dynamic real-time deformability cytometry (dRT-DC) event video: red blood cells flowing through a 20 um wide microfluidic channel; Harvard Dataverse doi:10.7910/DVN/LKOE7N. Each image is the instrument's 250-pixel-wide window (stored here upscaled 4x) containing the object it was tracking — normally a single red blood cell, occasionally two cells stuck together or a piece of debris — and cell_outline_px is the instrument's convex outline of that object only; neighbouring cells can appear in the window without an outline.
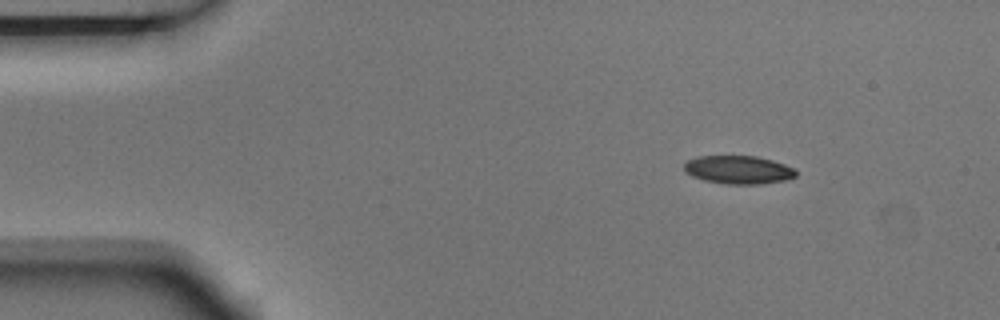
{"species": "Egyptian fruit bat (a non-hibernating species)", "species_latin": "Rousettus aegyptiacus", "temperature_condition": "room temperature", "stored_images_in_passage": 3, "camera_frame_rate_fps": 3000, "um_per_image_px": 0.085, "animal": {"sex": "male"}, "frame": {"image": 1, "passage_image": 1, "time_ms": 0.0, "image_size_px": [1000, 320], "cell_outline_px": [[796, 176], [784, 180], [760, 184], [724, 184], [704, 180], [692, 176], [684, 172], [684, 164], [688, 160], [696, 156], [756, 156], [772, 160], [796, 168]], "centroid_in_image_um": [62.75, 14.43], "position_along_channel_um": 22.3, "area_um2": 18.5}}